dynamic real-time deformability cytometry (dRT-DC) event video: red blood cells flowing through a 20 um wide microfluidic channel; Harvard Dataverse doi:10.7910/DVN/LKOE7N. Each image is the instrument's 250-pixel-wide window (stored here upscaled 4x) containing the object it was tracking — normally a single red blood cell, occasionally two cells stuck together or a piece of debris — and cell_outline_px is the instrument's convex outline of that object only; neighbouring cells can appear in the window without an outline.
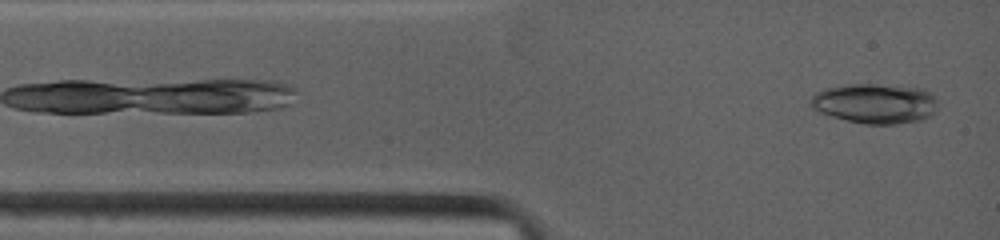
{"species": "common noctule bat (a hibernating species)", "species_latin": "Nyctalus noctula", "temperature_condition": "warm", "stored_images_in_passage": 12, "camera_frame_rate_fps": 4500, "um_per_image_px": 0.085, "animal": {"sex": "female", "body_mass_g": 19.0, "forearm_length_mm": 53.3}, "frame": {"image": 1, "passage_image": 1, "time_ms": 0.0, "image_size_px": [1000, 240], "cell_outline_px": [[936, 108], [932, 116], [924, 120], [896, 124], [864, 124], [832, 116], [820, 112], [812, 104], [812, 96], [816, 92], [824, 88], [852, 84], [872, 84], [916, 88], [928, 92], [936, 96]], "centroid_in_image_um": [74.42, 8.81], "position_along_channel_um": 10.6, "area_um2": 29.25}}
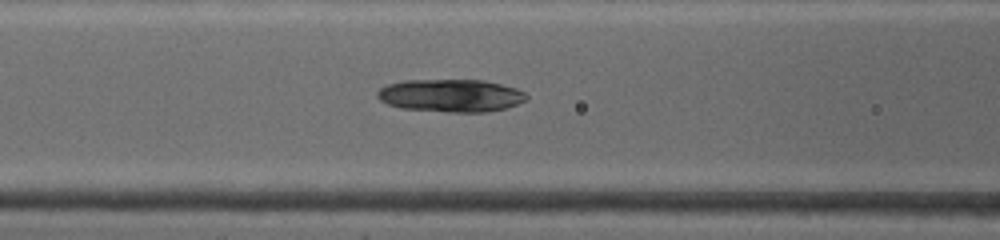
{"frame": {"image": 2, "passage_image": 8, "time_ms": 3.778, "image_size_px": [1000, 240], "cell_outline_px": [[528, 100], [504, 108], [484, 112], [448, 112], [400, 108], [388, 104], [380, 100], [376, 96], [376, 92], [380, 88], [388, 84], [404, 80], [484, 80], [516, 88], [524, 92], [528, 96]], "centroid_in_image_um": [38.3, 8.12], "position_along_channel_um": 128.3, "area_um2": 28.5}}
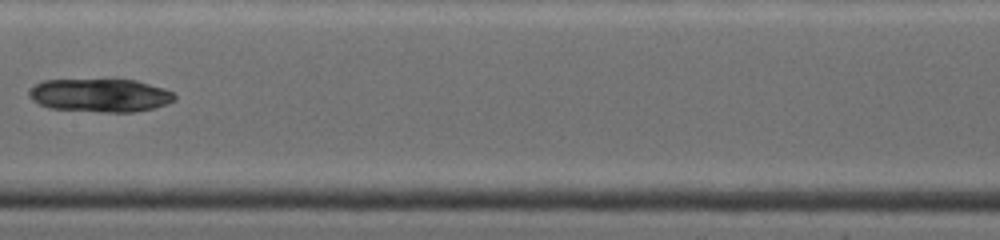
{"frame": {"image": 3, "passage_image": 11, "time_ms": 5.556, "image_size_px": [1000, 240], "cell_outline_px": [[176, 100], [152, 108], [132, 112], [100, 112], [48, 108], [32, 100], [28, 96], [28, 92], [36, 84], [44, 80], [112, 76], [136, 80], [164, 88], [172, 92], [176, 96]], "centroid_in_image_um": [8.49, 8.04], "position_along_channel_um": 198.9, "area_um2": 29.42}}